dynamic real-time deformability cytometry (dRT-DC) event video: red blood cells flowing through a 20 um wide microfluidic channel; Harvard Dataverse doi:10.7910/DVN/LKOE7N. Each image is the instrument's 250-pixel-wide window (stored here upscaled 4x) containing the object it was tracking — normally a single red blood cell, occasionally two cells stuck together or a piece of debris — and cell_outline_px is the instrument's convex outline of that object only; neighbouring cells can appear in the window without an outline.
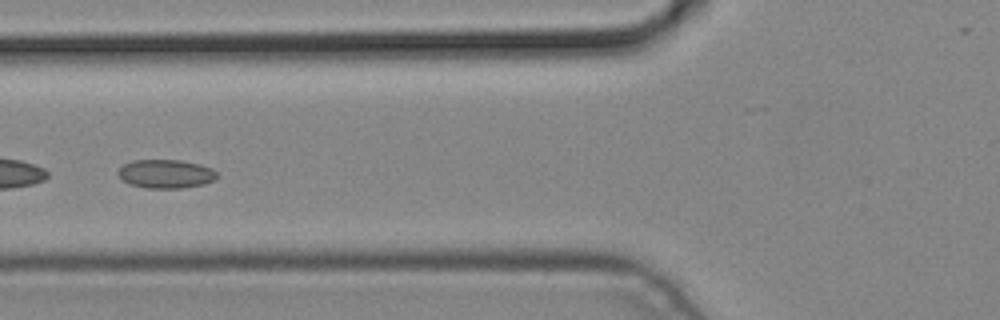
{"species": "common noctule bat (a hibernating species)", "species_latin": "Nyctalus noctula", "temperature_condition": "cold", "stored_images_in_passage": 6, "segment_of_instrument_passage": [2, 2], "camera_frame_rate_fps": 3000, "um_per_image_px": 0.085, "animal": {"sex": "male", "body_mass_g": 19.2, "forearm_length_mm": 51.8}, "frame": {"image": 1, "passage_image": 6, "time_ms": 1.667, "image_size_px": [1000, 320], "cell_outline_px": [[220, 176], [216, 180], [204, 184], [184, 188], [144, 188], [128, 184], [120, 180], [116, 172], [124, 164], [132, 160], [180, 160], [200, 164], [212, 168]], "centroid_in_image_um": [14.09, 14.79], "position_along_channel_um": 111.7, "area_um2": 16.94}}